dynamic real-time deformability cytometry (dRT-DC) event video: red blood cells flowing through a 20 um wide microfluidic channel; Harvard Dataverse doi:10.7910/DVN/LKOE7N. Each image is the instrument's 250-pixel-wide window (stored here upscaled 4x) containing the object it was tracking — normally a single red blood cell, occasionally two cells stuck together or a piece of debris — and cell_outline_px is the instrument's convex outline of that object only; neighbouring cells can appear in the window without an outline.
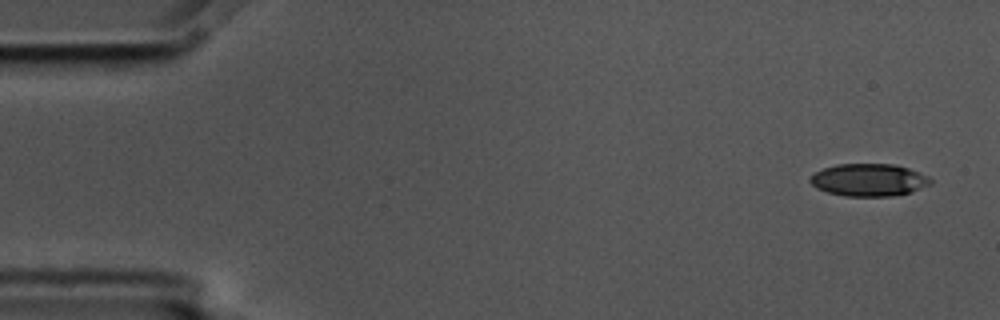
{"species": "common noctule bat (a hibernating species)", "species_latin": "Nyctalus noctula", "temperature_condition": "cold", "stored_images_in_passage": 6, "camera_frame_rate_fps": 3000, "um_per_image_px": 0.085, "animal": {"sex": "male", "body_mass_g": 17.5, "forearm_length_mm": 52.3}, "frame": {"image": 1, "passage_image": 1, "time_ms": 0.0, "image_size_px": [1000, 320], "cell_outline_px": [[932, 184], [912, 192], [892, 196], [844, 196], [828, 192], [816, 188], [808, 180], [816, 172], [824, 168], [836, 164], [892, 164], [908, 168], [928, 176], [932, 180]], "centroid_in_image_um": [73.87, 15.3], "position_along_channel_um": 11.1, "area_um2": 22.77}}
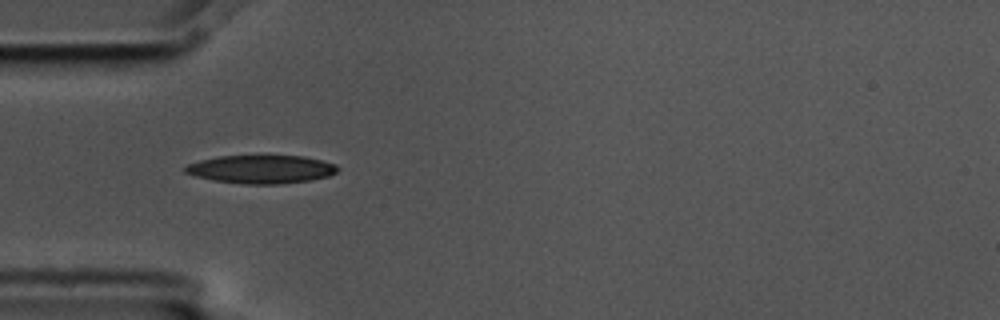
{"frame": {"image": 2, "passage_image": 5, "time_ms": 1.333, "image_size_px": [1000, 320], "cell_outline_px": [[340, 168], [336, 172], [328, 176], [308, 180], [280, 184], [244, 184], [212, 180], [196, 176], [184, 172], [184, 168], [188, 164], [200, 160], [220, 156], [268, 152], [304, 156], [336, 164]], "centroid_in_image_um": [22.21, 14.33], "position_along_channel_um": 62.8, "area_um2": 26.18}}